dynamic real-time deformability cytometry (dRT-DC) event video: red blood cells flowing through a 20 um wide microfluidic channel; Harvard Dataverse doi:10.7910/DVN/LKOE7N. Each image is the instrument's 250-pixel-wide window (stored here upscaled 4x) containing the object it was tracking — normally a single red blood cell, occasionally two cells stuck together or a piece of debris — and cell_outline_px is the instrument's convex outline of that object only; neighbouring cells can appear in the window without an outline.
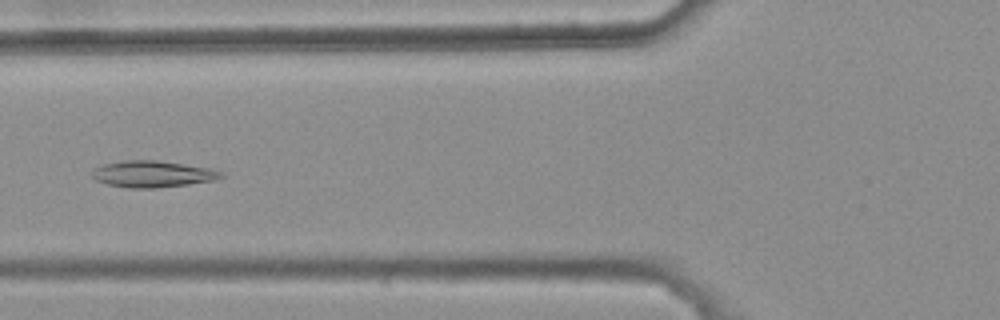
{"species": "common noctule bat (a hibernating species)", "species_latin": "Nyctalus noctula", "temperature_condition": "warm", "stored_images_in_passage": 7, "camera_frame_rate_fps": 3000, "um_per_image_px": 0.085, "animal": {"sex": "female", "body_mass_g": 25.1}, "frame": {"image": 1, "passage_image": 4, "time_ms": 1.0, "image_size_px": [1000, 320], "cell_outline_px": [[224, 176], [216, 180], [188, 184], [156, 188], [128, 188], [108, 184], [96, 180], [92, 176], [92, 172], [96, 168], [104, 164], [124, 160], [156, 160], [212, 168], [224, 172]], "centroid_in_image_um": [13.02, 14.79], "position_along_channel_um": 112.8, "area_um2": 19.94}}
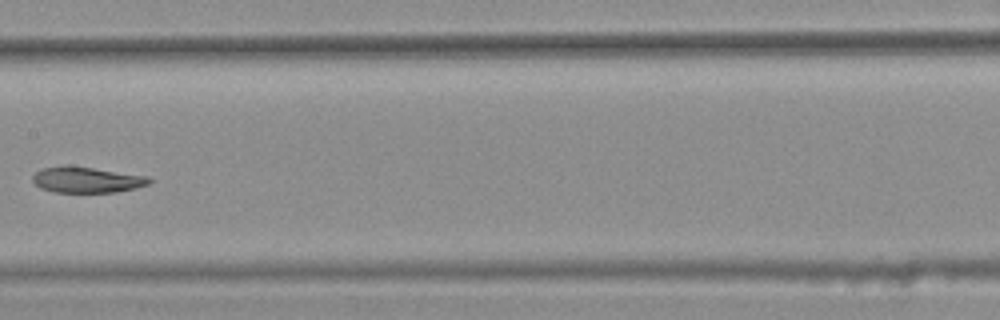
{"frame": {"image": 2, "passage_image": 6, "time_ms": 1.667, "image_size_px": [1000, 320], "cell_outline_px": [[152, 180], [148, 184], [136, 188], [116, 192], [56, 192], [40, 188], [32, 180], [32, 176], [36, 172], [44, 168], [64, 164], [148, 176]], "centroid_in_image_um": [7.36, 15.28], "position_along_channel_um": 200.0, "area_um2": 17.51}}
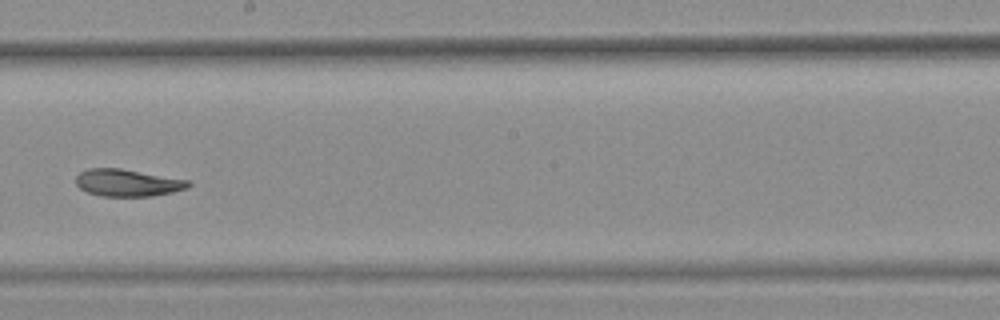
{"frame": {"image": 3, "passage_image": 7, "time_ms": 2.0, "image_size_px": [1000, 320], "cell_outline_px": [[192, 184], [188, 188], [172, 192], [152, 196], [100, 196], [88, 192], [80, 188], [76, 184], [76, 176], [80, 172], [88, 168], [120, 168], [188, 180]], "centroid_in_image_um": [10.83, 15.53], "position_along_channel_um": 237.4, "area_um2": 17.74}}